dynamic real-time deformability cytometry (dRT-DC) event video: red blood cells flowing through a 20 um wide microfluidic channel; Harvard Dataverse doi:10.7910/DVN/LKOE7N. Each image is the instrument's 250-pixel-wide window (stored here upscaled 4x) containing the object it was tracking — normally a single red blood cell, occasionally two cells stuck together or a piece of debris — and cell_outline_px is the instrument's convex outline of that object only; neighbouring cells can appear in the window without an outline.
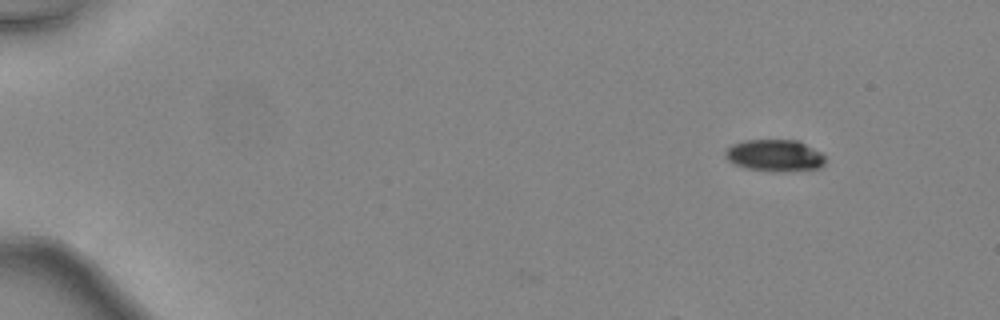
{"species": "common noctule bat (a hibernating species)", "species_latin": "Nyctalus noctula", "temperature_condition": "warm", "stored_images_in_passage": 3, "camera_frame_rate_fps": 3000, "um_per_image_px": 0.085, "animal": {"sex": "female", "body_mass_g": 24.6, "forearm_length_mm": 56.2}, "frame": {"image": 1, "passage_image": 1, "time_ms": 0.0, "image_size_px": [1000, 320], "cell_outline_px": [[824, 164], [820, 168], [784, 172], [744, 168], [728, 160], [724, 156], [724, 152], [732, 144], [744, 140], [796, 140], [820, 152], [824, 156]], "centroid_in_image_um": [65.83, 13.22], "position_along_channel_um": 19.2, "area_um2": 18.44}}